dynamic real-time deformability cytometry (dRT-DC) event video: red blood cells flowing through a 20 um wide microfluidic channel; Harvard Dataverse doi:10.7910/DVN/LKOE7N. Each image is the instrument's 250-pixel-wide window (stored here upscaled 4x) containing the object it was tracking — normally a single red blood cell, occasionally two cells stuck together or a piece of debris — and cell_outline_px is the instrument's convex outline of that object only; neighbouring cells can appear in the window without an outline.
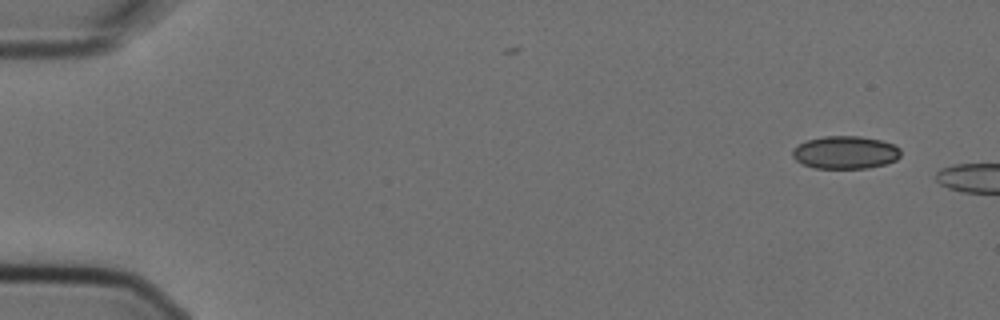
{"species": "Egyptian fruit bat (a non-hibernating species)", "species_latin": "Rousettus aegyptiacus", "temperature_condition": "cold", "stored_images_in_passage": 3, "camera_frame_rate_fps": 3000, "um_per_image_px": 0.085, "animal": {"sex": "female"}, "frame": {"image": 1, "passage_image": 1, "time_ms": 0.0, "image_size_px": [1000, 320], "cell_outline_px": [[900, 156], [896, 160], [884, 164], [868, 168], [812, 168], [796, 160], [792, 156], [792, 148], [808, 140], [824, 136], [860, 136], [880, 140], [892, 144], [900, 148]], "centroid_in_image_um": [71.84, 12.96], "position_along_channel_um": 13.2, "area_um2": 20.63}}